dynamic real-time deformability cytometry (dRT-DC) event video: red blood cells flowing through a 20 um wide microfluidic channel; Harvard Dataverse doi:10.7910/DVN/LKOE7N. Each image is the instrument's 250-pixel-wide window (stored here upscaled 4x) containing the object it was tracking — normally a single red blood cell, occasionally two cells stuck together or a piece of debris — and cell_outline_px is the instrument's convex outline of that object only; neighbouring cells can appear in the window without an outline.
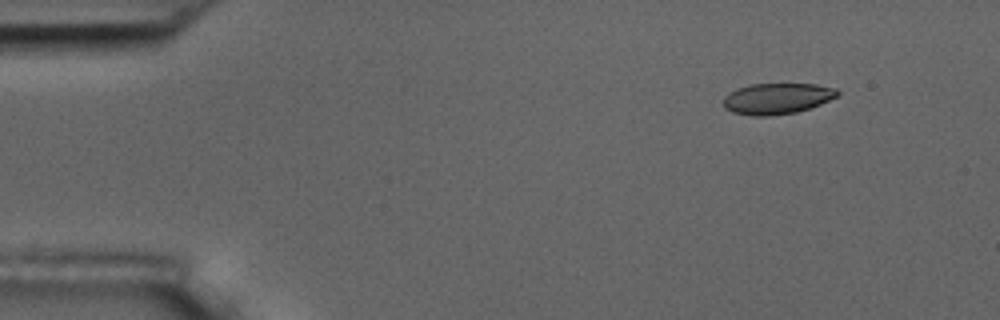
{"species": "common noctule bat (a hibernating species)", "species_latin": "Nyctalus noctula", "temperature_condition": "room temperature", "stored_images_in_passage": 4, "camera_frame_rate_fps": 3000, "um_per_image_px": 0.085, "animal": {"sex": "male", "body_mass_g": 17.5, "forearm_length_mm": 52.3}, "frame": {"image": 1, "passage_image": 1, "time_ms": 0.0, "image_size_px": [1000, 320], "cell_outline_px": [[840, 96], [820, 104], [796, 112], [768, 116], [752, 116], [732, 112], [724, 108], [724, 96], [728, 92], [736, 88], [752, 84], [816, 84], [836, 88], [840, 92]], "centroid_in_image_um": [66.05, 8.37], "position_along_channel_um": 19.0, "area_um2": 20.75}}
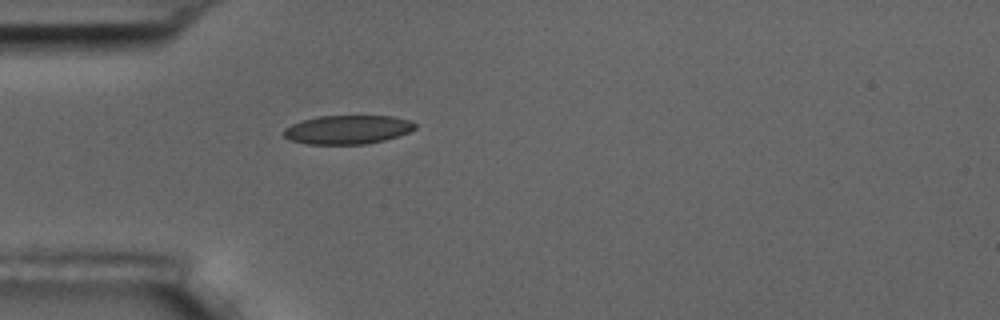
{"frame": {"image": 2, "passage_image": 4, "time_ms": 3.333, "image_size_px": [1000, 320], "cell_outline_px": [[416, 128], [408, 132], [384, 140], [368, 144], [308, 144], [288, 140], [284, 136], [284, 128], [292, 124], [316, 116], [392, 116], [408, 120], [416, 124]], "centroid_in_image_um": [29.52, 11.02], "position_along_channel_um": 55.5, "area_um2": 21.96}}